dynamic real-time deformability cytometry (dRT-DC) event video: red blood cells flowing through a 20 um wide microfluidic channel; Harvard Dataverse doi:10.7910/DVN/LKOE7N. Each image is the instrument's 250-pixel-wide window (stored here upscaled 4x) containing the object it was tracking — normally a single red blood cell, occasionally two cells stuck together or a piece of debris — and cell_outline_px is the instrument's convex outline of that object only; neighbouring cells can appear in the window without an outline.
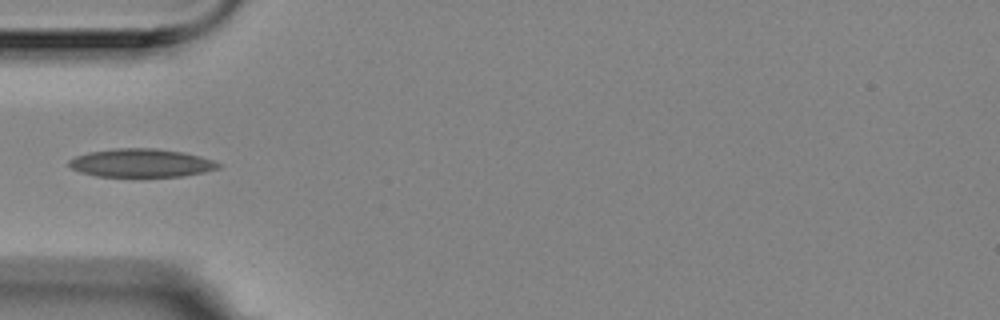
{"species": "Egyptian fruit bat (a non-hibernating species)", "species_latin": "Rousettus aegyptiacus", "temperature_condition": "room temperature", "stored_images_in_passage": 39, "camera_frame_rate_fps": 3000, "um_per_image_px": 0.085, "animal": {"sex": "female"}, "frame": {"image": 1, "passage_image": 1, "time_ms": 0.0, "image_size_px": [1000, 320], "cell_outline_px": [[220, 168], [204, 172], [184, 176], [96, 176], [80, 172], [72, 168], [68, 164], [68, 160], [76, 156], [88, 152], [116, 148], [156, 148], [180, 152], [200, 156], [212, 160], [220, 164]], "centroid_in_image_um": [11.98, 13.85], "position_along_channel_um": 73.0, "area_um2": 24.51}}
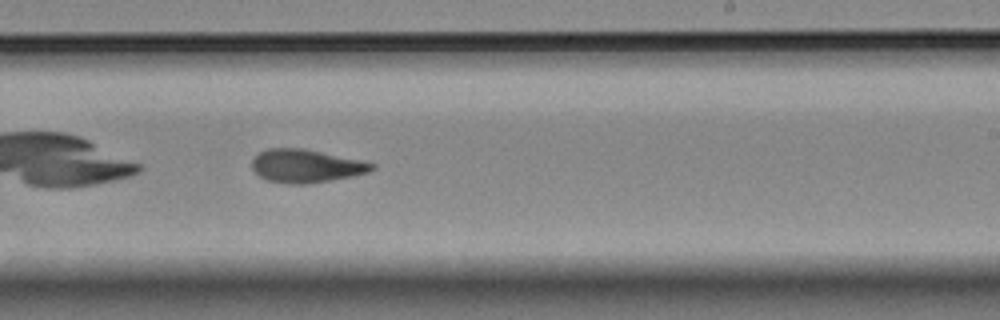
{"frame": {"image": 2, "passage_image": 17, "time_ms": 5.333, "image_size_px": [1000, 320], "cell_outline_px": [[376, 168], [368, 172], [352, 176], [304, 184], [288, 184], [268, 180], [260, 176], [252, 168], [252, 160], [260, 152], [268, 148], [300, 148], [360, 160], [376, 164]], "centroid_in_image_um": [26.0, 14.11], "position_along_channel_um": 263.0, "area_um2": 22.77}}
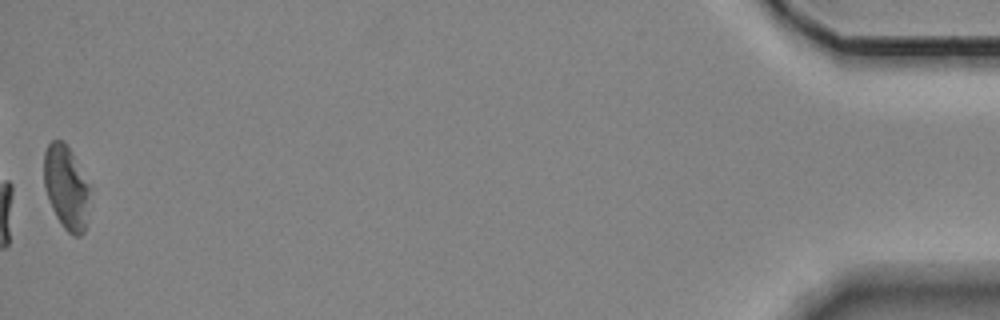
{"frame": {"image": 3, "passage_image": 39, "time_ms": 12.667, "image_size_px": [1000, 320], "cell_outline_px": [[88, 192], [84, 232], [80, 236], [72, 236], [64, 228], [56, 216], [52, 208], [44, 184], [44, 152], [48, 144], [52, 140], [60, 140], [68, 148], [88, 184]], "centroid_in_image_um": [5.58, 15.94], "position_along_channel_um": 429.6, "area_um2": 21.44}}